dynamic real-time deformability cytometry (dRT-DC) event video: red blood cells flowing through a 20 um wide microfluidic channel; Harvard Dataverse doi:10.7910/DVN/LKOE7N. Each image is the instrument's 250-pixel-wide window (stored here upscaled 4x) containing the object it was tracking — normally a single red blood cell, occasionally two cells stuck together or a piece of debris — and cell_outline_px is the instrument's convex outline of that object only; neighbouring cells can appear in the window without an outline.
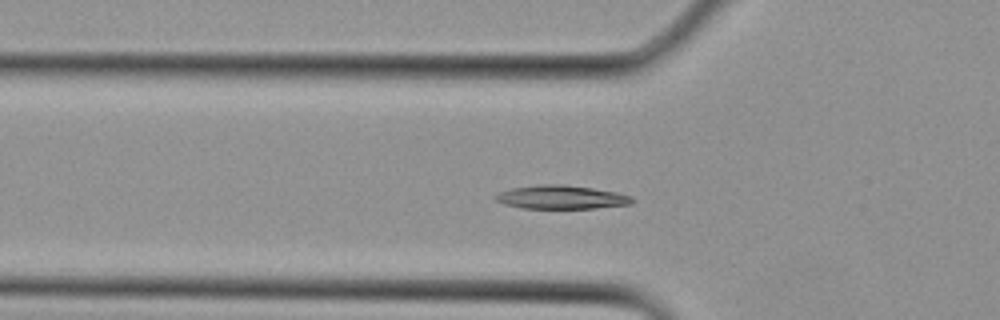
{"species": "Egyptian fruit bat (a non-hibernating species)", "species_latin": "Rousettus aegyptiacus", "temperature_condition": "cold", "stored_images_in_passage": 10, "camera_frame_rate_fps": 3000, "um_per_image_px": 0.085, "animal": {"sex": "female"}, "frame": {"image": 1, "passage_image": 9, "time_ms": 2.667, "image_size_px": [1000, 320], "cell_outline_px": [[632, 204], [596, 208], [520, 208], [504, 204], [496, 200], [492, 196], [500, 192], [512, 188], [540, 184], [564, 184], [592, 188], [616, 192], [632, 196]], "centroid_in_image_um": [47.69, 16.76], "position_along_channel_um": 78.1, "area_um2": 18.79}}